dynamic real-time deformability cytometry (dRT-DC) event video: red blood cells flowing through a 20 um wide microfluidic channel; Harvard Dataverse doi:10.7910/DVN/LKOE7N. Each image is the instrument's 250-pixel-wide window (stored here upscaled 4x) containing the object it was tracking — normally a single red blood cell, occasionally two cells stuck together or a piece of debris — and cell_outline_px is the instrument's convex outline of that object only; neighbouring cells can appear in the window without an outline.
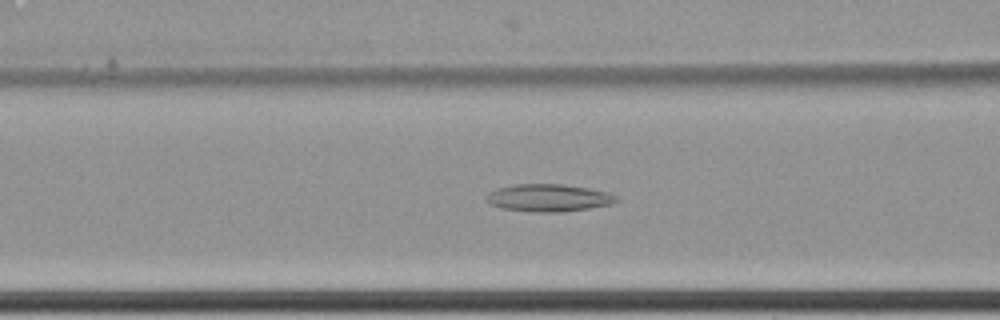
{"species": "common noctule bat (a hibernating species)", "species_latin": "Nyctalus noctula", "temperature_condition": "cold", "stored_images_in_passage": 58, "camera_frame_rate_fps": 3000, "um_per_image_px": 0.085, "animal": {"sex": "female", "body_mass_g": 22.7, "forearm_length_mm": 54.2}, "frame": {"image": 1, "passage_image": 23, "time_ms": 7.333, "image_size_px": [1000, 320], "cell_outline_px": [[620, 200], [612, 204], [588, 208], [560, 212], [532, 212], [504, 208], [488, 204], [484, 200], [484, 196], [488, 192], [496, 188], [512, 184], [560, 184], [588, 188], [608, 192], [616, 196]], "centroid_in_image_um": [46.57, 16.81], "position_along_channel_um": 120.0, "area_um2": 20.98}}
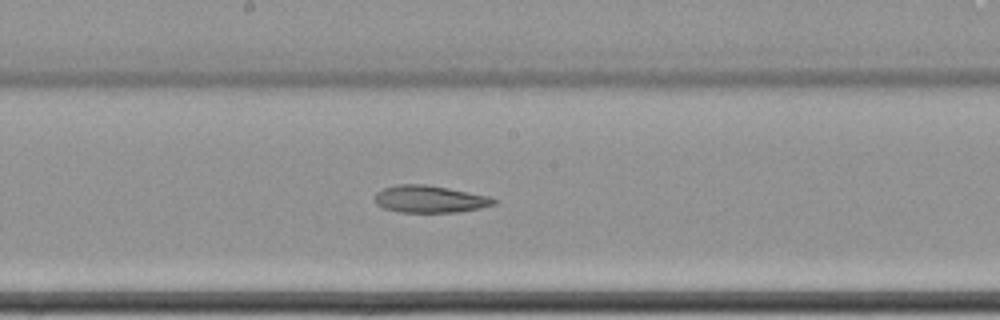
{"frame": {"image": 2, "passage_image": 31, "time_ms": 10.0, "image_size_px": [1000, 320], "cell_outline_px": [[496, 204], [480, 208], [460, 212], [400, 212], [384, 208], [376, 204], [376, 192], [384, 188], [396, 184], [424, 184], [448, 188], [488, 196], [496, 200]], "centroid_in_image_um": [36.53, 16.92], "position_along_channel_um": 211.7, "area_um2": 18.73}}
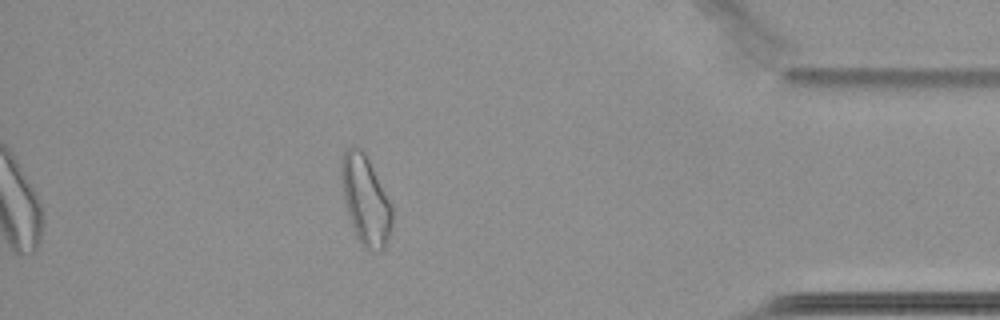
{"frame": {"image": 3, "passage_image": 51, "time_ms": 16.667, "image_size_px": [1000, 320], "cell_outline_px": [[392, 224], [384, 248], [380, 252], [364, 248], [360, 244], [356, 236], [344, 200], [340, 172], [340, 160], [344, 148], [352, 144], [356, 144], [364, 152], [392, 204]], "centroid_in_image_um": [31.05, 16.95], "position_along_channel_um": 404.2, "area_um2": 26.47}, "authors_computed_cell_mechanics": {"area_um2": 23.6402, "velocity_mm_per_s": 3.4418, "shape_relaxation_time_tau1_ms": null, "shape_relaxation_time_tau2_ms": 7.0747, "deformation_change_tau1": null, "deformation_change_tau2": 0.1442}}